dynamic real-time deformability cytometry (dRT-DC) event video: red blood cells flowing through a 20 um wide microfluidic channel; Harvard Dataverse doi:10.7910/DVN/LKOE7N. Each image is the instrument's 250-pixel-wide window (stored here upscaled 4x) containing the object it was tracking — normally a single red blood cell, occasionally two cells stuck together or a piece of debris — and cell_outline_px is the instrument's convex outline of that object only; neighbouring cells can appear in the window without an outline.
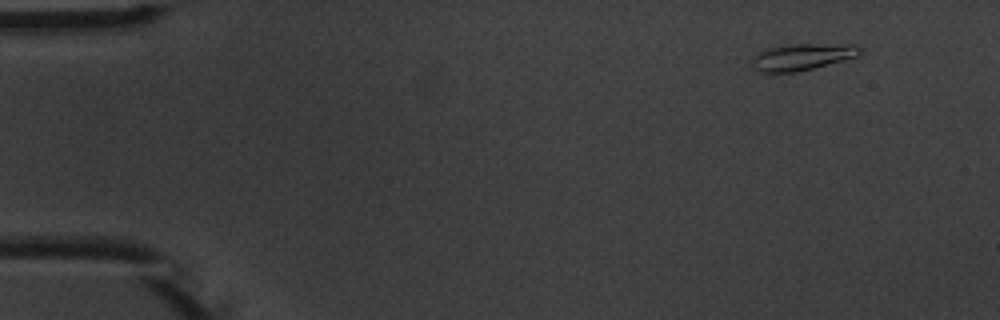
{"species": "common noctule bat (a hibernating species)", "species_latin": "Nyctalus noctula", "temperature_condition": "warm", "stored_images_in_passage": 4, "camera_frame_rate_fps": 3000, "um_per_image_px": 0.085, "animal": {"sex": "male", "body_mass_g": 20.1, "forearm_length_mm": 53.5}, "frame": {"image": 1, "passage_image": 1, "time_ms": 0.0, "image_size_px": [1000, 320], "cell_outline_px": [[864, 48], [856, 56], [812, 68], [796, 72], [760, 72], [752, 64], [752, 60], [760, 52], [768, 48], [792, 44], [852, 44]], "centroid_in_image_um": [68.21, 4.82], "position_along_channel_um": 16.8, "area_um2": 16.3}}